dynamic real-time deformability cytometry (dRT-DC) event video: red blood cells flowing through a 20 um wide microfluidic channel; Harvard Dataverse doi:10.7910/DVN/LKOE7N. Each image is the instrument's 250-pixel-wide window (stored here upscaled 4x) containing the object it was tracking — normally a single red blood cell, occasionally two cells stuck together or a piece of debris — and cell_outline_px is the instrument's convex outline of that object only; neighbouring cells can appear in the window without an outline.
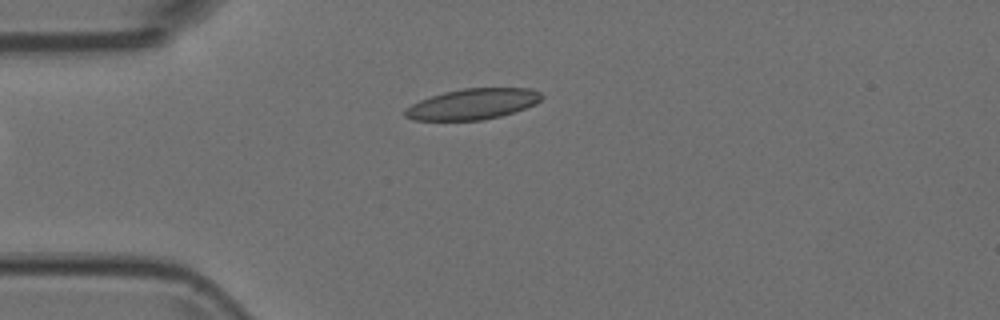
{"species": "Egyptian fruit bat (a non-hibernating species)", "species_latin": "Rousettus aegyptiacus", "temperature_condition": "room temperature", "stored_images_in_passage": 5, "camera_frame_rate_fps": 3000, "um_per_image_px": 0.085, "animal": {"sex": "female"}, "frame": {"image": 1, "passage_image": 5, "time_ms": 1.333, "image_size_px": [1000, 320], "cell_outline_px": [[544, 96], [536, 104], [500, 116], [484, 120], [412, 120], [404, 116], [404, 108], [420, 100], [444, 92], [464, 88], [532, 88], [540, 92]], "centroid_in_image_um": [40.18, 8.84], "position_along_channel_um": 44.8, "area_um2": 24.45}}